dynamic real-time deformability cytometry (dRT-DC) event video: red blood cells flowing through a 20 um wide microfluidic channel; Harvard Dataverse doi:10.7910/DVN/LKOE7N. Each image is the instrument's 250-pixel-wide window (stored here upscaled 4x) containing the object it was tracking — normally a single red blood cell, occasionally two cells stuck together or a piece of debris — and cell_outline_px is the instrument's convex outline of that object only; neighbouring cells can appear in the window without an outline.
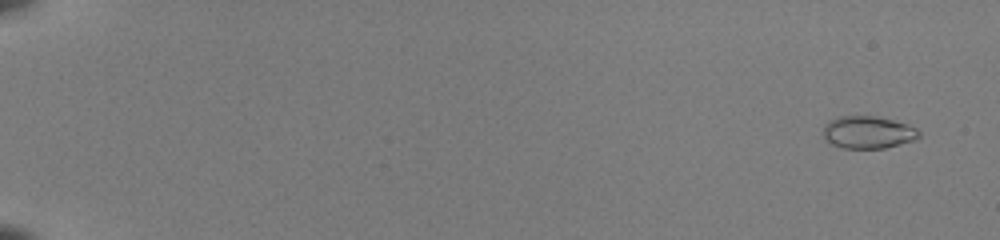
{"species": "common noctule bat (a hibernating species)", "species_latin": "Nyctalus noctula", "temperature_condition": "room temperature", "stored_images_in_passage": 53, "camera_frame_rate_fps": 3000, "um_per_image_px": 0.085, "animal": {"sex": "female", "body_mass_g": 22.0, "forearm_length_mm": 56.7}, "frame": {"image": 1, "passage_image": 3, "time_ms": 0.667, "image_size_px": [1000, 240], "cell_outline_px": [[920, 136], [916, 140], [884, 148], [844, 148], [832, 144], [824, 136], [824, 124], [828, 120], [836, 116], [876, 116], [908, 124], [916, 128], [920, 132]], "centroid_in_image_um": [73.79, 11.23], "position_along_channel_um": 11.2, "area_um2": 18.15}}
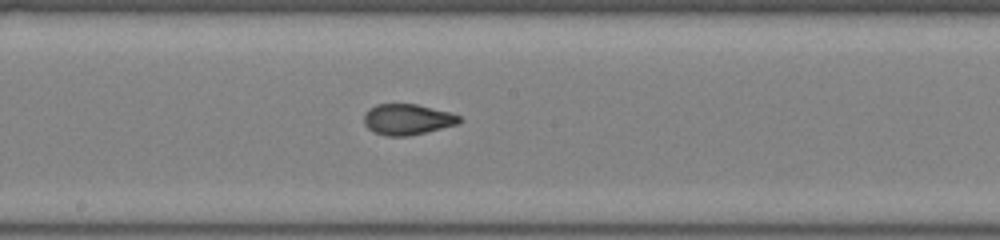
{"frame": {"image": 2, "passage_image": 32, "time_ms": 10.333, "image_size_px": [1000, 240], "cell_outline_px": [[464, 120], [460, 124], [408, 136], [388, 136], [376, 132], [368, 128], [364, 124], [364, 112], [368, 108], [376, 104], [416, 104], [448, 112], [460, 116]], "centroid_in_image_um": [34.63, 10.14], "position_along_channel_um": 213.6, "area_um2": 17.17}}
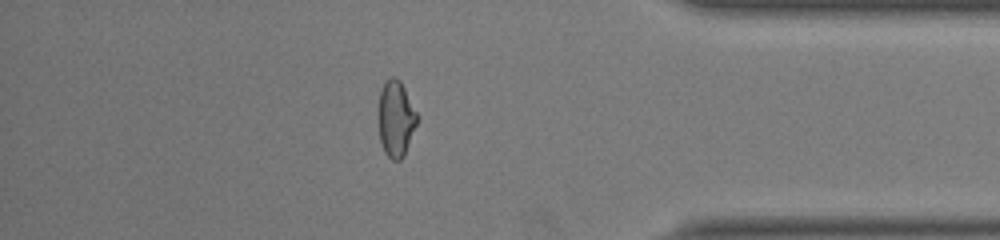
{"frame": {"image": 3, "passage_image": 47, "time_ms": 15.333, "image_size_px": [1000, 240], "cell_outline_px": [[420, 116], [404, 156], [400, 160], [392, 160], [384, 152], [380, 140], [380, 92], [384, 84], [392, 76], [396, 76], [400, 80]], "centroid_in_image_um": [33.7, 10.1], "position_along_channel_um": 401.5, "area_um2": 16.99}, "authors_computed_cell_mechanics": {"area_um2": 17.5134, "velocity_mm_per_s": 4.0994, "shape_relaxation_time_tau1_ms": 6.9754, "shape_relaxation_time_tau2_ms": null, "deformation_change_tau1": 0.2103, "deformation_change_tau2": null}}